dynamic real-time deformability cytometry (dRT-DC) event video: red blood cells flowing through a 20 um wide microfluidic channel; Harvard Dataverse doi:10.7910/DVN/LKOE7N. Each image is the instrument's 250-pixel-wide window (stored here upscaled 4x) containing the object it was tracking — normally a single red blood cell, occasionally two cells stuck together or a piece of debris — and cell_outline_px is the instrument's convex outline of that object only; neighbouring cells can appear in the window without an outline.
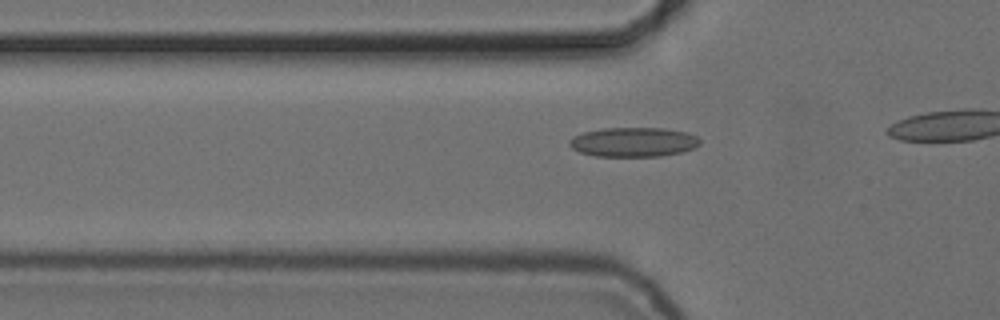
{"species": "common noctule bat (a hibernating species)", "species_latin": "Nyctalus noctula", "temperature_condition": "cold", "stored_images_in_passage": 10, "camera_frame_rate_fps": 3000, "um_per_image_px": 0.085, "animal": {"sex": "female", "body_mass_g": 24.6, "forearm_length_mm": 56.2}, "frame": {"image": 1, "passage_image": 4, "time_ms": 1.0, "image_size_px": [1000, 320], "cell_outline_px": [[700, 144], [696, 148], [684, 152], [660, 156], [596, 156], [580, 152], [572, 148], [568, 144], [568, 140], [572, 136], [584, 132], [604, 128], [664, 128], [688, 132], [696, 136], [700, 140]], "centroid_in_image_um": [53.86, 12.07], "position_along_channel_um": 71.9, "area_um2": 22.6}}
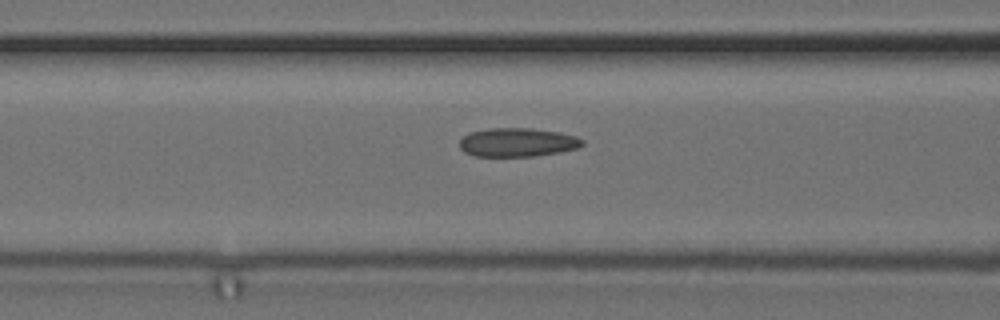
{"frame": {"image": 2, "passage_image": 8, "time_ms": 2.333, "image_size_px": [1000, 320], "cell_outline_px": [[584, 144], [580, 148], [560, 152], [536, 156], [476, 156], [464, 152], [460, 148], [460, 140], [468, 132], [488, 128], [532, 128], [560, 132], [576, 136], [584, 140]], "centroid_in_image_um": [44.01, 12.09], "position_along_channel_um": 122.6, "area_um2": 20.81}}